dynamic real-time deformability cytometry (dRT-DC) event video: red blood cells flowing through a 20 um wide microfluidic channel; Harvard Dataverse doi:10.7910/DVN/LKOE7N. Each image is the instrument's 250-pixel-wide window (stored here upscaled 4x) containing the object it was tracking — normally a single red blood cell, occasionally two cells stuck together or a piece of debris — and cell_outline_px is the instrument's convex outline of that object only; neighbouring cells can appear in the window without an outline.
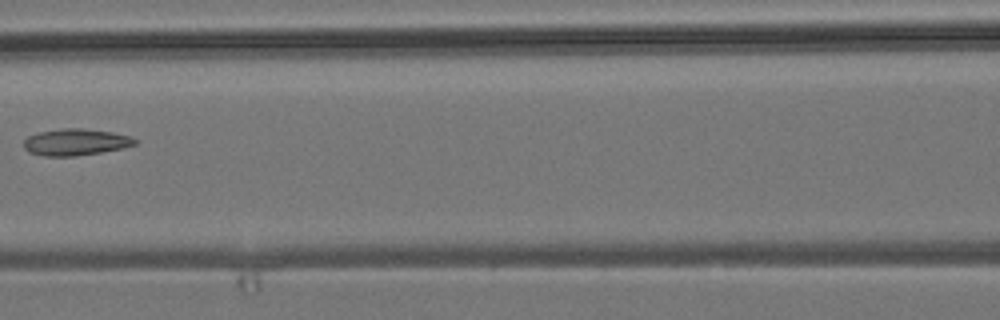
{"species": "common noctule bat (a hibernating species)", "species_latin": "Nyctalus noctula", "temperature_condition": "room temperature", "stored_images_in_passage": 8, "camera_frame_rate_fps": 3000, "um_per_image_px": 0.085, "animal": {"sex": "male", "body_mass_g": 19.2, "forearm_length_mm": 51.8}, "frame": {"image": 1, "passage_image": 7, "time_ms": 7.0, "image_size_px": [1000, 320], "cell_outline_px": [[140, 140], [136, 144], [124, 148], [76, 156], [44, 156], [28, 152], [24, 148], [24, 140], [28, 136], [40, 132], [64, 128], [80, 128], [112, 132], [132, 136]], "centroid_in_image_um": [6.47, 12.08], "position_along_channel_um": 160.1, "area_um2": 17.34}}
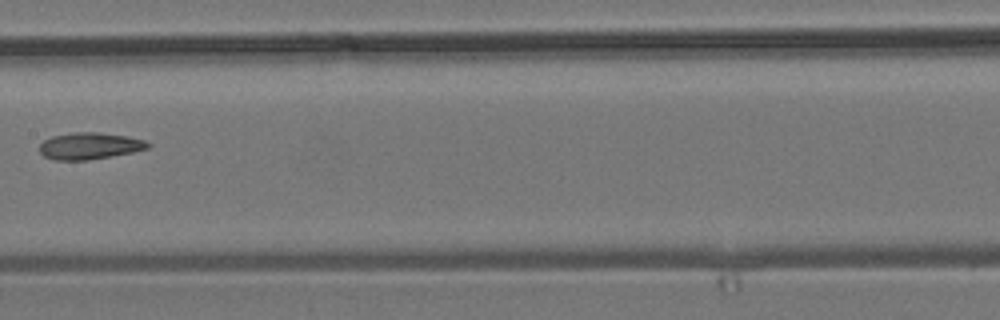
{"frame": {"image": 2, "passage_image": 8, "time_ms": 8.0, "image_size_px": [1000, 320], "cell_outline_px": [[152, 144], [148, 148], [132, 152], [88, 160], [52, 160], [44, 156], [40, 152], [40, 144], [44, 140], [52, 136], [72, 132], [100, 132], [128, 136], [144, 140]], "centroid_in_image_um": [7.61, 12.39], "position_along_channel_um": 199.8, "area_um2": 16.94}}